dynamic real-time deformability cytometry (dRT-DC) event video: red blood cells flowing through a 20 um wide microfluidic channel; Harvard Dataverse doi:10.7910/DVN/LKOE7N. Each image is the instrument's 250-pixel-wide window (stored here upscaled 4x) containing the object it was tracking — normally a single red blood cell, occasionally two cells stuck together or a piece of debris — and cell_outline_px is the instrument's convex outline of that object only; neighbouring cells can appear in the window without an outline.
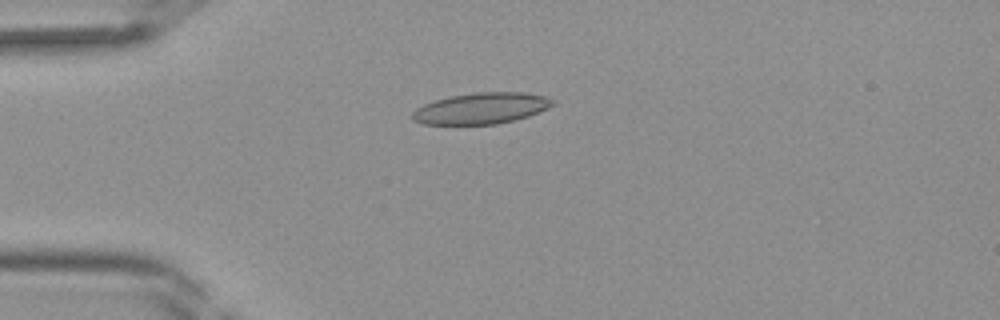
{"species": "Egyptian fruit bat (a non-hibernating species)", "species_latin": "Rousettus aegyptiacus", "temperature_condition": "room temperature", "stored_images_in_passage": 40, "camera_frame_rate_fps": 3000, "um_per_image_px": 0.085, "frame": {"image": 1, "passage_image": 11, "time_ms": 3.333, "image_size_px": [1000, 320], "cell_outline_px": [[556, 104], [548, 108], [528, 116], [516, 120], [496, 124], [424, 124], [412, 120], [412, 112], [416, 108], [424, 104], [436, 100], [452, 96], [472, 92], [524, 92], [544, 96], [556, 100]], "centroid_in_image_um": [40.94, 9.2], "position_along_channel_um": 44.1, "area_um2": 25.55}}
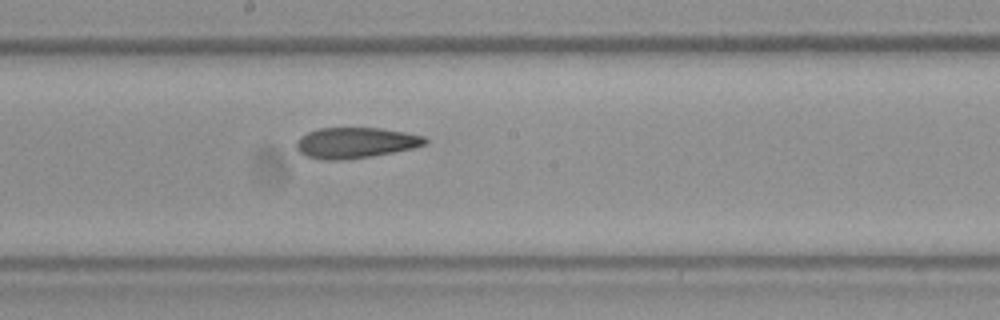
{"frame": {"image": 2, "passage_image": 23, "time_ms": 7.333, "image_size_px": [1000, 320], "cell_outline_px": [[428, 144], [412, 148], [372, 156], [344, 160], [320, 160], [304, 156], [296, 148], [296, 140], [300, 136], [308, 132], [320, 128], [380, 128], [404, 132], [424, 136], [428, 140]], "centroid_in_image_um": [30.18, 12.14], "position_along_channel_um": 218.0, "area_um2": 23.18}}
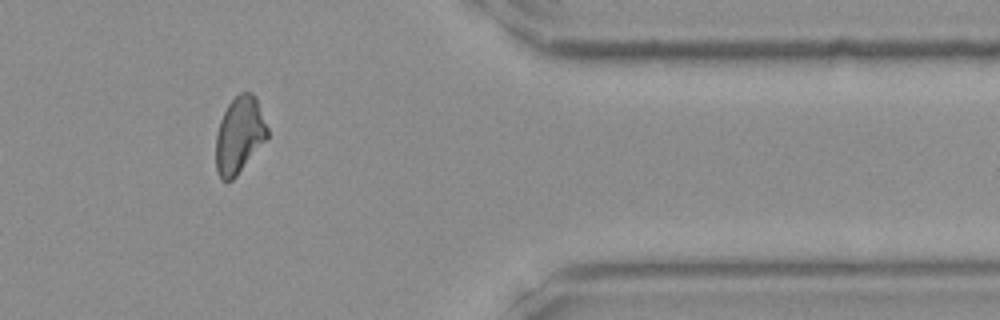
{"frame": {"image": 3, "passage_image": 35, "time_ms": 11.333, "image_size_px": [1000, 320], "cell_outline_px": [[268, 136], [236, 176], [232, 180], [220, 180], [216, 172], [216, 136], [220, 120], [228, 104], [240, 92], [252, 92], [256, 96], [268, 128]], "centroid_in_image_um": [20.33, 11.47], "position_along_channel_um": 391.1, "area_um2": 22.83}}